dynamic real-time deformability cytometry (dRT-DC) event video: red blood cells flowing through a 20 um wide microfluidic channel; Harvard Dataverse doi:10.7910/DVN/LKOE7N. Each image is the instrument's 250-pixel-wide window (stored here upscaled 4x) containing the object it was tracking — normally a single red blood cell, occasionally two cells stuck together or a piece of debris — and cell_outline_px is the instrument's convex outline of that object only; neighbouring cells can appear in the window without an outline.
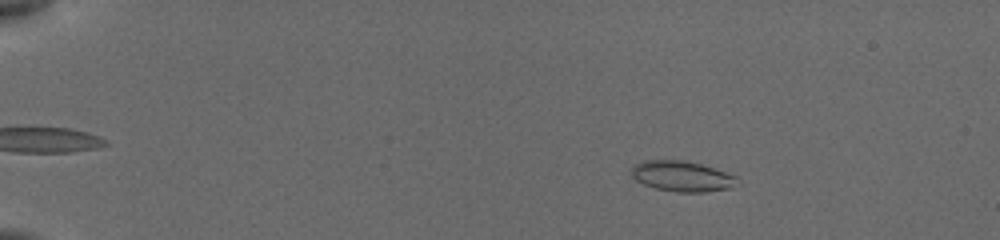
{"species": "common noctule bat (a hibernating species)", "species_latin": "Nyctalus noctula", "temperature_condition": "cold", "stored_images_in_passage": 30, "camera_frame_rate_fps": 3000, "um_per_image_px": 0.085, "animal": {"sex": "female", "body_mass_g": 19.5, "forearm_length_mm": 54.1}, "frame": {"image": 1, "passage_image": 10, "time_ms": 3.0, "image_size_px": [1000, 240], "cell_outline_px": [[740, 184], [732, 188], [704, 192], [676, 192], [656, 188], [644, 184], [636, 180], [632, 176], [632, 168], [636, 164], [644, 160], [684, 160], [700, 164], [736, 176]], "centroid_in_image_um": [58.0, 14.99], "position_along_channel_um": 27.0, "area_um2": 18.73}}
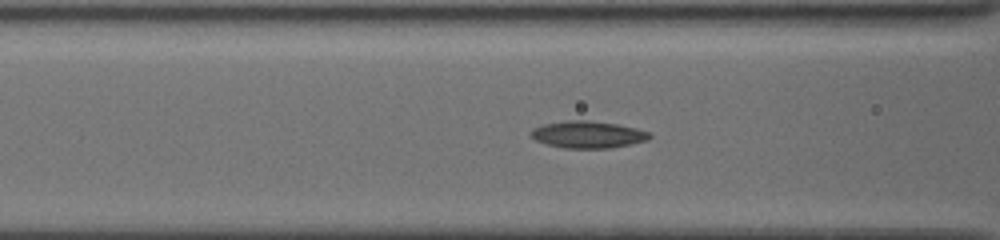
{"frame": {"image": 2, "passage_image": 24, "time_ms": 8.0, "image_size_px": [1000, 240], "cell_outline_px": [[652, 136], [648, 140], [632, 144], [612, 148], [564, 148], [548, 144], [536, 140], [532, 136], [532, 128], [540, 124], [564, 120], [588, 120], [616, 124], [636, 128], [648, 132]], "centroid_in_image_um": [49.97, 11.43], "position_along_channel_um": 116.6, "area_um2": 18.73}}
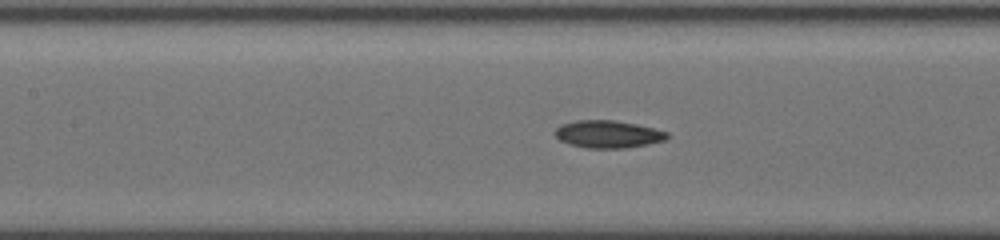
{"frame": {"image": 3, "passage_image": 27, "time_ms": 9.0, "image_size_px": [1000, 240], "cell_outline_px": [[668, 136], [664, 140], [648, 144], [624, 148], [588, 148], [572, 144], [560, 140], [552, 132], [560, 124], [576, 120], [616, 120], [636, 124], [668, 132]], "centroid_in_image_um": [51.64, 11.39], "position_along_channel_um": 155.8, "area_um2": 17.86}}